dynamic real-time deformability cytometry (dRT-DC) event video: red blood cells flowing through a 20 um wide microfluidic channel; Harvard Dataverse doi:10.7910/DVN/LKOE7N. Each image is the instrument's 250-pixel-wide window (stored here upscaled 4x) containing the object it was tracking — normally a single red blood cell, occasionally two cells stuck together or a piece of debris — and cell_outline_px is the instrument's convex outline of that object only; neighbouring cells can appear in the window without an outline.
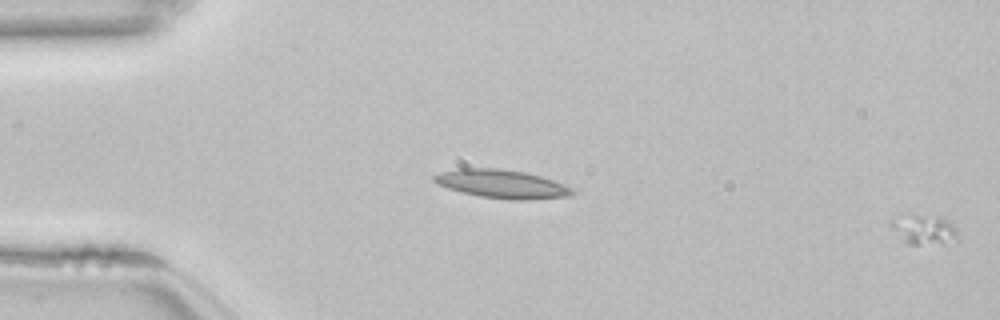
{"species": "common noctule bat (a hibernating species)", "species_latin": "Nyctalus noctula", "temperature_condition": "room temperature", "stored_images_in_passage": 52, "segment_of_instrument_passage": [1, 2], "camera_frame_rate_fps": 3000, "um_per_image_px": 0.085, "animal": {"sex": "female", "body_mass_g": 22.7, "forearm_length_mm": 54.2}, "frame": {"image": 1, "passage_image": 1, "time_ms": 0.0, "image_size_px": [1000, 320], "cell_outline_px": [[956, 236], [944, 244], [904, 244], [888, 224], [888, 220], [904, 212], [908, 212], [940, 216], [952, 224], [956, 228]], "centroid_in_image_um": [78.39, 19.44], "position_along_channel_um": 6.6, "area_um2": 12.2}}